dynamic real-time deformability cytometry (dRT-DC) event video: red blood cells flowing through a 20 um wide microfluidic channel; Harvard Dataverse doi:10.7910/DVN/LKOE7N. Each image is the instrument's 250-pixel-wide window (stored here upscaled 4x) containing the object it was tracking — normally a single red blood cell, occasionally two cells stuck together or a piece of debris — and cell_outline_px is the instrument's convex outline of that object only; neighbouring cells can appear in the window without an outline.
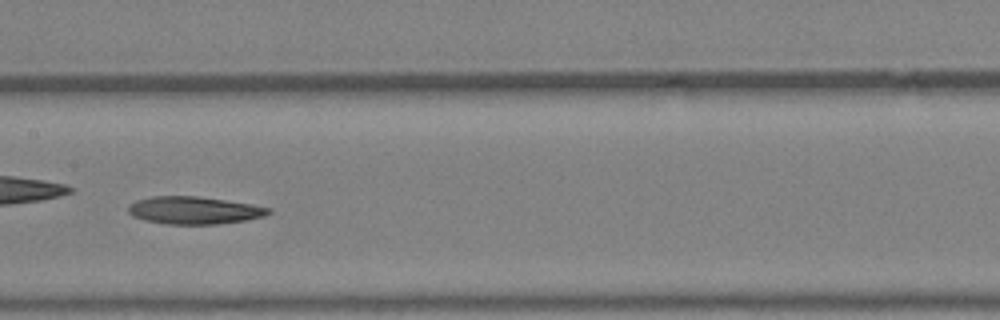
{"species": "Egyptian fruit bat (a non-hibernating species)", "species_latin": "Rousettus aegyptiacus", "temperature_condition": "warm", "stored_images_in_passage": 23, "camera_frame_rate_fps": 3000, "um_per_image_px": 0.085, "animal": {"sex": "female"}, "frame": {"image": 1, "passage_image": 10, "time_ms": 3.0, "image_size_px": [1000, 320], "cell_outline_px": [[272, 212], [264, 216], [248, 220], [216, 224], [168, 224], [144, 220], [132, 216], [128, 212], [128, 204], [136, 200], [152, 196], [200, 196], [252, 204], [272, 208]], "centroid_in_image_um": [16.51, 17.87], "position_along_channel_um": 190.9, "area_um2": 22.72}}